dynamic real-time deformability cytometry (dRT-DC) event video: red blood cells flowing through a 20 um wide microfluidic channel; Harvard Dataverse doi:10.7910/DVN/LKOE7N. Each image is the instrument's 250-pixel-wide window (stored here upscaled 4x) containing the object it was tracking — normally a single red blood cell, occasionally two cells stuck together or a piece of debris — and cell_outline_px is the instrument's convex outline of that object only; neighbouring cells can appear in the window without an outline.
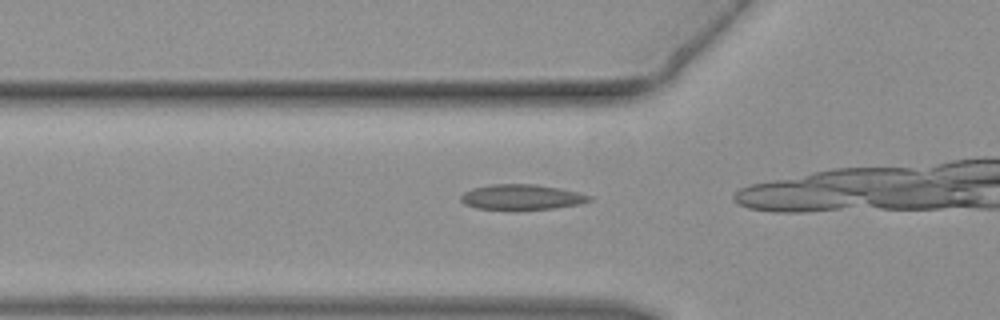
{"species": "common noctule bat (a hibernating species)", "species_latin": "Nyctalus noctula", "temperature_condition": "warm", "stored_images_in_passage": 15, "camera_frame_rate_fps": 3000, "um_per_image_px": 0.085, "animal": {"sex": "female", "body_mass_g": 19.3, "forearm_length_mm": 54.1}, "frame": {"image": 1, "passage_image": 11, "time_ms": 3.333, "image_size_px": [1000, 320], "cell_outline_px": [[592, 200], [580, 204], [556, 208], [516, 212], [512, 212], [476, 208], [464, 204], [460, 200], [460, 196], [464, 192], [472, 188], [492, 184], [536, 184], [560, 188], [592, 196]], "centroid_in_image_um": [44.31, 16.79], "position_along_channel_um": 81.5, "area_um2": 19.77}}